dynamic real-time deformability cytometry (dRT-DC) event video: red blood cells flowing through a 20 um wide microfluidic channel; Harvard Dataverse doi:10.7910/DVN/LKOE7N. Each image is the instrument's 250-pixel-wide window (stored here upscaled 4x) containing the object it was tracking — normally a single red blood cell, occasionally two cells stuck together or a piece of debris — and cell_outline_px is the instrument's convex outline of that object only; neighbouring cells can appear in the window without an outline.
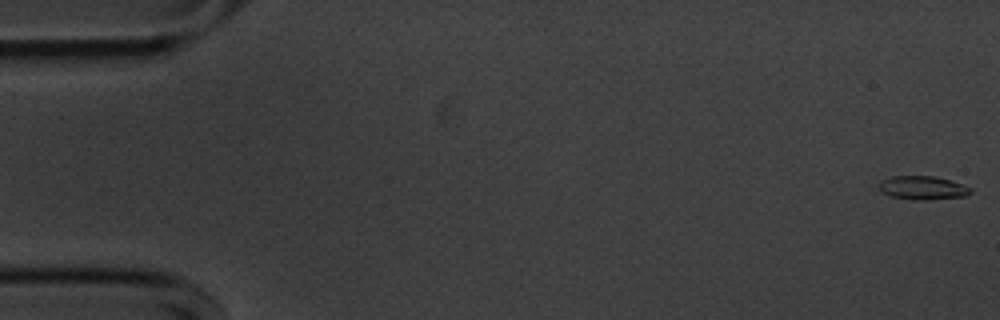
{"species": "common noctule bat (a hibernating species)", "species_latin": "Nyctalus noctula", "temperature_condition": "cold", "stored_images_in_passage": 56, "camera_frame_rate_fps": 3000, "um_per_image_px": 0.085, "animal": {"sex": "male", "body_mass_g": 20.1, "forearm_length_mm": 53.5}, "frame": {"image": 1, "passage_image": 1, "time_ms": 0.0, "image_size_px": [1000, 320], "cell_outline_px": [[972, 192], [964, 196], [924, 200], [916, 200], [892, 196], [880, 192], [880, 180], [892, 176], [936, 176], [952, 180], [972, 188]], "centroid_in_image_um": [78.44, 15.95], "position_along_channel_um": 6.6, "area_um2": 12.6}}
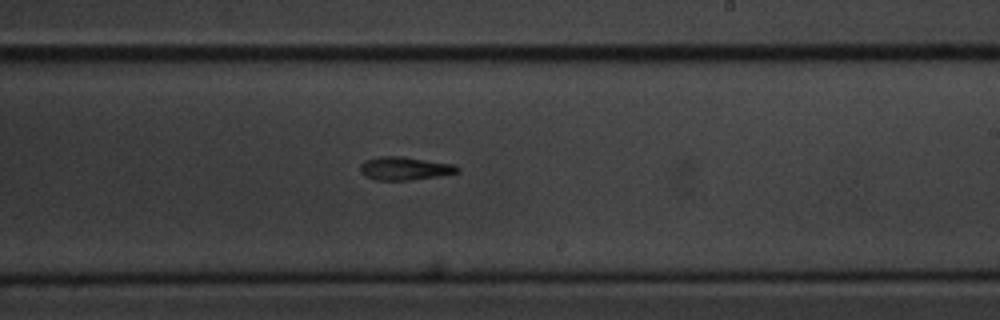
{"frame": {"image": 2, "passage_image": 33, "time_ms": 10.667, "image_size_px": [1000, 320], "cell_outline_px": [[460, 172], [440, 176], [408, 180], [376, 180], [364, 176], [360, 172], [360, 164], [364, 160], [376, 156], [400, 156], [456, 164], [460, 168]], "centroid_in_image_um": [34.4, 14.31], "position_along_channel_um": 254.6, "area_um2": 13.41}}
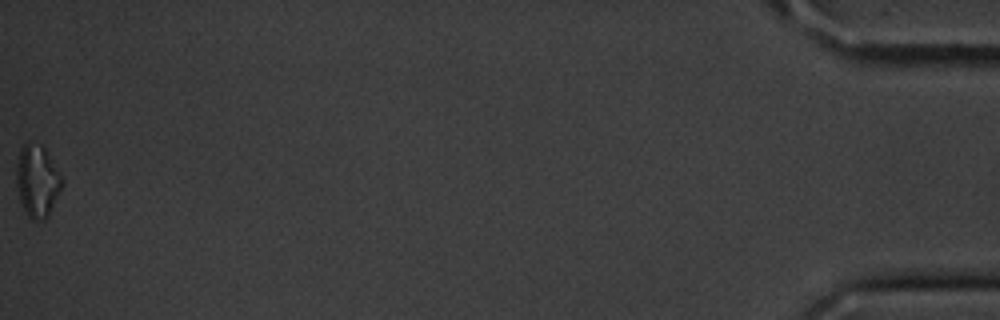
{"frame": {"image": 3, "passage_image": 56, "time_ms": 18.333, "image_size_px": [1000, 320], "cell_outline_px": [[64, 184], [48, 216], [44, 220], [32, 220], [24, 212], [20, 200], [16, 184], [16, 164], [20, 148], [28, 140], [40, 144], [44, 148], [64, 180]], "centroid_in_image_um": [3.16, 15.38], "position_along_channel_um": 432.0, "area_um2": 19.42}, "authors_computed_cell_mechanics": {"area_um2": 13.4096, "velocity_mm_per_s": 3.6114, "shape_relaxation_time_tau1_ms": 5.6914, "shape_relaxation_time_tau2_ms": 6.7529, "deformation_change_tau1": 0.172, "deformation_change_tau2": 0.1839}}